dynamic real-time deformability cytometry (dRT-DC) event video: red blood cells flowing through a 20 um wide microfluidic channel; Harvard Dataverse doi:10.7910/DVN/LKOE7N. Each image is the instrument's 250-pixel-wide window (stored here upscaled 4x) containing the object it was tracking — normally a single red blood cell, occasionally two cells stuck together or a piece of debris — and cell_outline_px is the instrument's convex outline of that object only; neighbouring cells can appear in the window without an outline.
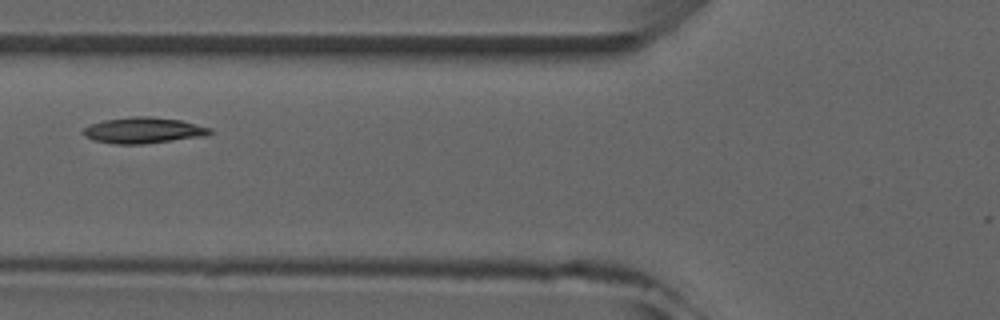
{"species": "common noctule bat (a hibernating species)", "species_latin": "Nyctalus noctula", "temperature_condition": "room temperature", "stored_images_in_passage": 6, "camera_frame_rate_fps": 3000, "um_per_image_px": 0.085, "animal": {"sex": "male", "forearm_length_mm": 52.5}, "frame": {"image": 1, "passage_image": 5, "time_ms": 5.333, "image_size_px": [1000, 320], "cell_outline_px": [[212, 132], [208, 136], [144, 144], [116, 144], [92, 140], [84, 136], [80, 132], [84, 128], [92, 124], [104, 120], [132, 116], [152, 116], [180, 120], [212, 128]], "centroid_in_image_um": [12.2, 11.08], "position_along_channel_um": 113.6, "area_um2": 19.42}}
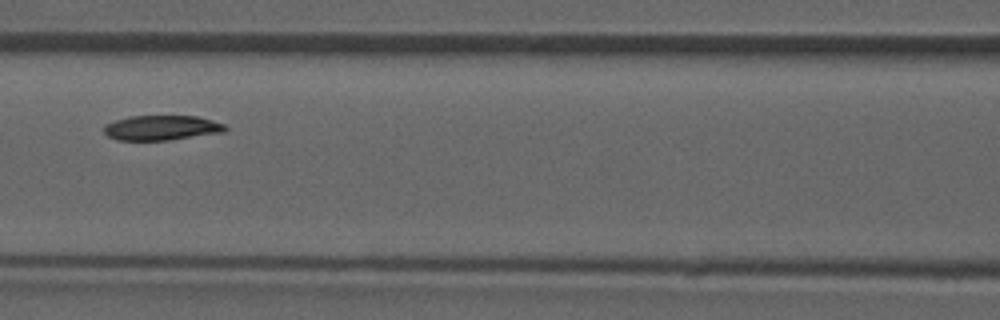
{"frame": {"image": 2, "passage_image": 6, "time_ms": 6.333, "image_size_px": [1000, 320], "cell_outline_px": [[228, 128], [224, 132], [168, 140], [116, 140], [108, 136], [104, 132], [104, 124], [128, 116], [196, 116], [212, 120], [224, 124]], "centroid_in_image_um": [13.72, 10.86], "position_along_channel_um": 152.9, "area_um2": 17.57}}